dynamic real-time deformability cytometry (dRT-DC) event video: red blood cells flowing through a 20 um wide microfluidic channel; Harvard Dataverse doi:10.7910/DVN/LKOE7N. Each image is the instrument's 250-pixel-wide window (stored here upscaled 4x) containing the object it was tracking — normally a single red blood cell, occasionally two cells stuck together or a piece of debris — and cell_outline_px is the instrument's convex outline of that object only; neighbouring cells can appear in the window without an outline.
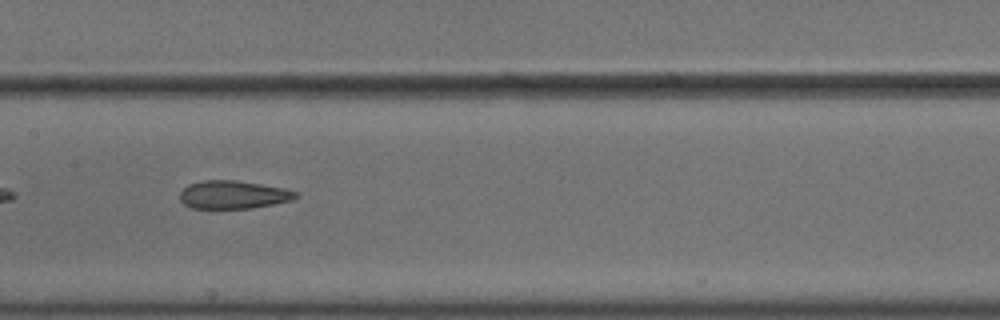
{"species": "common noctule bat (a hibernating species)", "species_latin": "Nyctalus noctula", "temperature_condition": "cold", "stored_images_in_passage": 39, "camera_frame_rate_fps": 3000, "um_per_image_px": 0.085, "animal": {"sex": "male", "body_mass_g": 18.8}, "frame": {"image": 1, "passage_image": 12, "time_ms": 3.667, "image_size_px": [1000, 320], "cell_outline_px": [[300, 196], [292, 200], [252, 208], [192, 208], [184, 204], [180, 200], [180, 192], [188, 184], [204, 180], [236, 180], [284, 188], [300, 192]], "centroid_in_image_um": [19.85, 16.54], "position_along_channel_um": 187.6, "area_um2": 19.02}, "authors_computed_cell_mechanics": {"area_um2": 20.5768, "velocity_mm_per_s": 3.6419, "shape_relaxation_time_tau1_ms": null, "shape_relaxation_time_tau2_ms": 2.848, "deformation_change_tau1": null, "deformation_change_tau2": 0.1157}}